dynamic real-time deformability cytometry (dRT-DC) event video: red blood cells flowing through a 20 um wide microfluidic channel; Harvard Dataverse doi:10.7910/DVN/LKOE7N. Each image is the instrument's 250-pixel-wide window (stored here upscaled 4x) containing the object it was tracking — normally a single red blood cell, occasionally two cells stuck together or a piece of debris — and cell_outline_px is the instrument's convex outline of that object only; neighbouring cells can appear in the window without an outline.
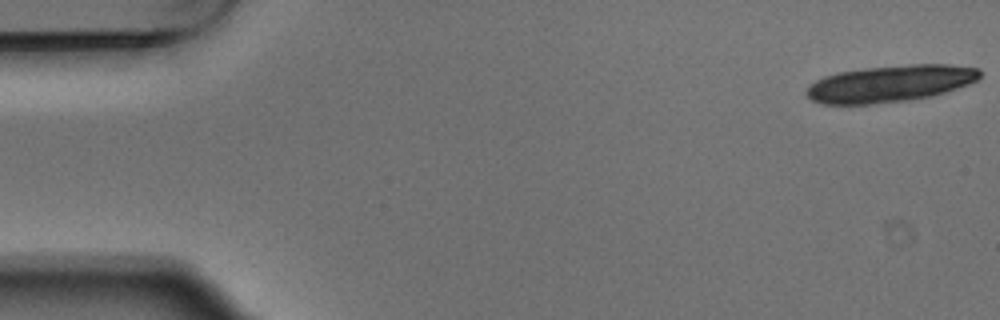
{"species": "Egyptian fruit bat (a non-hibernating species)", "species_latin": "Rousettus aegyptiacus", "temperature_condition": "warm", "stored_images_in_passage": 3, "camera_frame_rate_fps": 3000, "um_per_image_px": 0.085, "animal": {"sex": "male"}, "frame": {"image": 1, "passage_image": 1, "time_ms": 0.0, "image_size_px": [1000, 320], "cell_outline_px": [[980, 76], [976, 80], [968, 84], [932, 96], [908, 100], [872, 104], [820, 104], [812, 100], [804, 92], [816, 80], [824, 76], [840, 72], [868, 68], [912, 64], [948, 64], [980, 68]], "centroid_in_image_um": [75.66, 7.11], "position_along_channel_um": 9.3, "area_um2": 36.88}}